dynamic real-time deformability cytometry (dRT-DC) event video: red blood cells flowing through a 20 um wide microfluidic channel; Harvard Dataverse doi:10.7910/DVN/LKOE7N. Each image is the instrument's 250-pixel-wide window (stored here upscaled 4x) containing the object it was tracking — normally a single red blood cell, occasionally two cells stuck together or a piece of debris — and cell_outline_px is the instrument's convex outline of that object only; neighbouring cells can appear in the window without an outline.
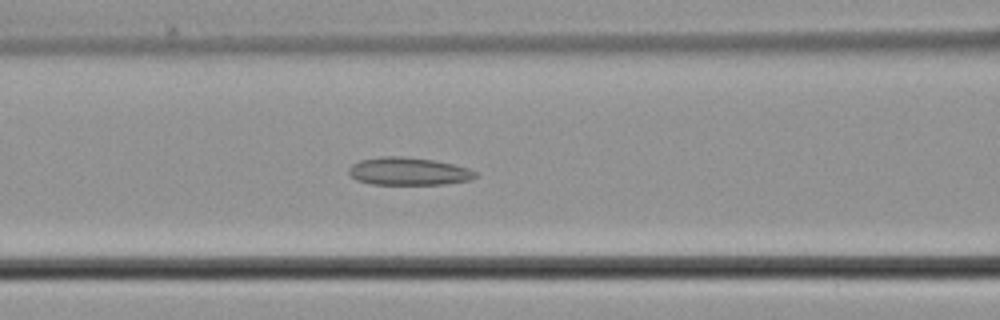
{"species": "common noctule bat (a hibernating species)", "species_latin": "Nyctalus noctula", "temperature_condition": "cold", "stored_images_in_passage": 47, "camera_frame_rate_fps": 3000, "um_per_image_px": 0.085, "animal": {"sex": "male", "body_mass_g": 21.5, "forearm_length_mm": 52.0}, "frame": {"image": 1, "passage_image": 20, "time_ms": 6.333, "image_size_px": [1000, 320], "cell_outline_px": [[476, 176], [468, 180], [444, 184], [372, 184], [356, 180], [348, 172], [348, 168], [352, 164], [360, 160], [384, 156], [404, 156], [432, 160], [452, 164], [468, 168], [476, 172]], "centroid_in_image_um": [34.68, 14.56], "position_along_channel_um": 131.9, "area_um2": 20.29}}
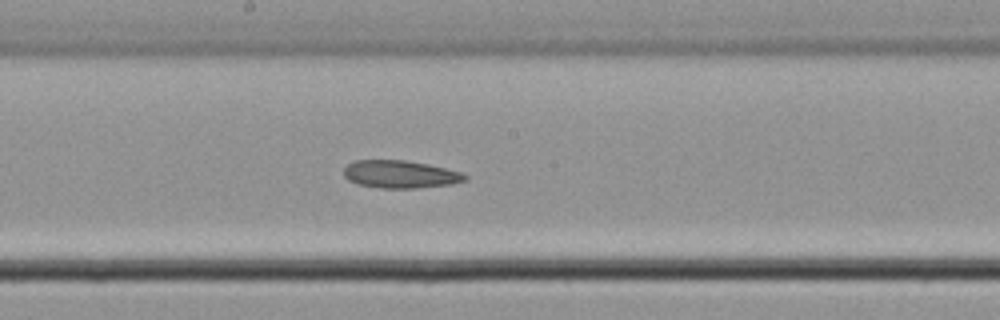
{"frame": {"image": 2, "passage_image": 26, "time_ms": 8.333, "image_size_px": [1000, 320], "cell_outline_px": [[468, 180], [452, 184], [416, 188], [380, 188], [356, 184], [348, 180], [344, 176], [344, 168], [348, 164], [356, 160], [404, 160], [428, 164], [460, 172], [468, 176]], "centroid_in_image_um": [34.01, 14.82], "position_along_channel_um": 214.2, "area_um2": 19.59}}
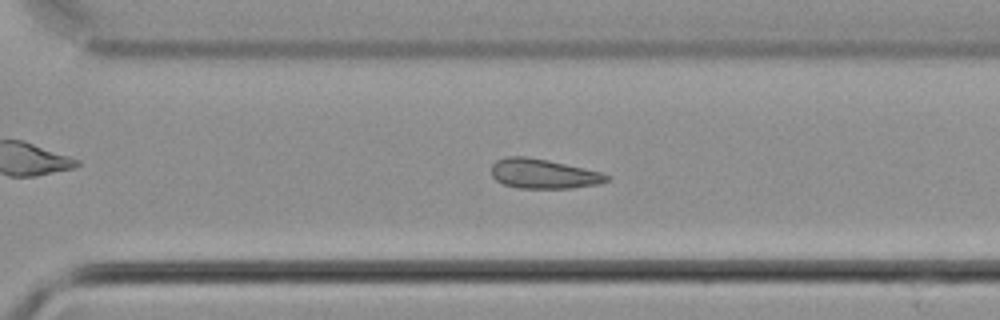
{"frame": {"image": 3, "passage_image": 34, "time_ms": 11.0, "image_size_px": [1000, 320], "cell_outline_px": [[612, 176], [608, 180], [600, 184], [572, 188], [520, 188], [504, 184], [496, 180], [492, 176], [492, 164], [496, 160], [508, 156], [524, 156], [548, 160], [600, 172]], "centroid_in_image_um": [46.19, 14.77], "position_along_channel_um": 324.4, "area_um2": 19.83}}